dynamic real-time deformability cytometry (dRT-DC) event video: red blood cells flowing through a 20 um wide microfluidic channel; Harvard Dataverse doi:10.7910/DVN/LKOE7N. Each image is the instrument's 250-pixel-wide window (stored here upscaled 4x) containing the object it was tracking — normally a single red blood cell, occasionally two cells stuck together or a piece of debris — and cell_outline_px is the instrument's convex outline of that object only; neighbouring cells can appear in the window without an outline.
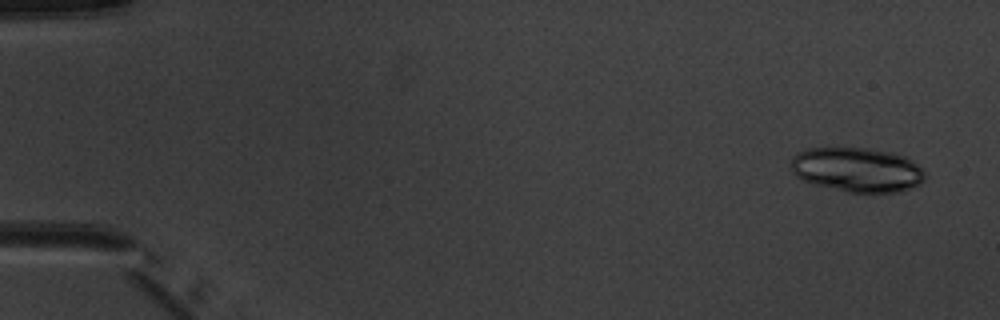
{"species": "common noctule bat (a hibernating species)", "species_latin": "Nyctalus noctula", "temperature_condition": "warm", "stored_images_in_passage": 6, "camera_frame_rate_fps": 3000, "um_per_image_px": 0.085, "animal": {"sex": "male", "body_mass_g": 20.1, "forearm_length_mm": 53.5}, "frame": {"image": 1, "passage_image": 1, "time_ms": 0.0, "image_size_px": [1000, 320], "cell_outline_px": [[924, 180], [920, 184], [900, 192], [848, 192], [812, 184], [796, 176], [792, 172], [792, 156], [796, 152], [808, 148], [868, 148], [892, 152], [904, 156], [912, 160], [924, 168]], "centroid_in_image_um": [72.86, 14.42], "position_along_channel_um": 12.1, "area_um2": 34.97}}